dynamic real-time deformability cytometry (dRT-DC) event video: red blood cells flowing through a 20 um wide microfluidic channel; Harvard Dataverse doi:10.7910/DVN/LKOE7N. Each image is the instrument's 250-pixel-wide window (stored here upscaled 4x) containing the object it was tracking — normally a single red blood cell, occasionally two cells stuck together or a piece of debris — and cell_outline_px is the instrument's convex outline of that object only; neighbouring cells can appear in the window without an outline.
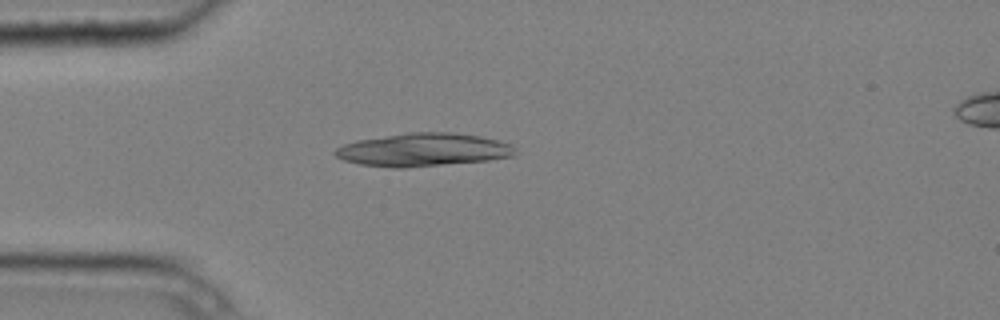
{"species": "common noctule bat (a hibernating species)", "species_latin": "Nyctalus noctula", "temperature_condition": "cold", "stored_images_in_passage": 4, "camera_frame_rate_fps": 3000, "um_per_image_px": 0.085, "animal": {"sex": "male", "body_mass_g": 20.4}, "frame": {"image": 1, "passage_image": 3, "time_ms": 0.667, "image_size_px": [1000, 320], "cell_outline_px": [[516, 152], [512, 156], [488, 160], [404, 168], [392, 168], [360, 164], [344, 160], [336, 156], [332, 152], [336, 148], [344, 144], [356, 140], [408, 132], [452, 132], [480, 136], [496, 140], [508, 144]], "centroid_in_image_um": [35.91, 12.73], "position_along_channel_um": 49.1, "area_um2": 34.56}}